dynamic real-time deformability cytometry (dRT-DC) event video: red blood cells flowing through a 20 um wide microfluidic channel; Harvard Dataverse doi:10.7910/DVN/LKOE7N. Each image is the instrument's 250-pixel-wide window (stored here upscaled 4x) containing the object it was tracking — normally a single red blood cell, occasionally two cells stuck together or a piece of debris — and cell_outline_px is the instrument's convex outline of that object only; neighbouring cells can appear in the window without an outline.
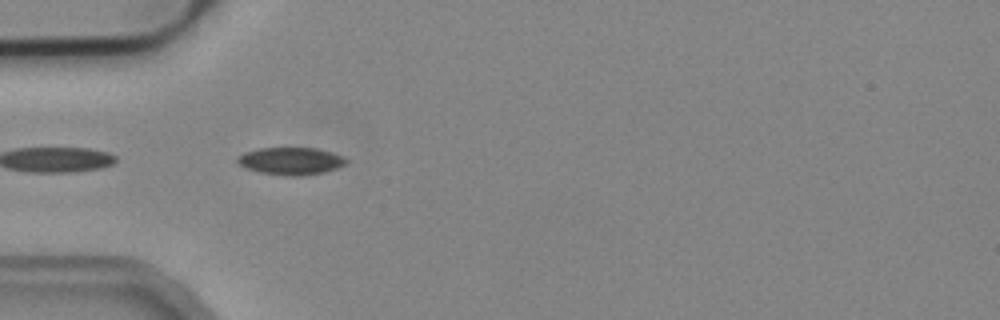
{"species": "common noctule bat (a hibernating species)", "species_latin": "Nyctalus noctula", "temperature_condition": "cold", "stored_images_in_passage": 6, "camera_frame_rate_fps": 3000, "um_per_image_px": 0.085, "animal": {"sex": "male", "body_mass_g": 19.2, "forearm_length_mm": 51.8}, "frame": {"image": 1, "passage_image": 2, "time_ms": 0.333, "image_size_px": [1000, 320], "cell_outline_px": [[348, 160], [344, 164], [336, 168], [324, 172], [304, 176], [284, 176], [260, 172], [244, 168], [236, 160], [236, 156], [244, 152], [260, 148], [316, 148], [332, 152], [344, 156]], "centroid_in_image_um": [24.7, 13.69], "position_along_channel_um": 60.3, "area_um2": 17.51}}